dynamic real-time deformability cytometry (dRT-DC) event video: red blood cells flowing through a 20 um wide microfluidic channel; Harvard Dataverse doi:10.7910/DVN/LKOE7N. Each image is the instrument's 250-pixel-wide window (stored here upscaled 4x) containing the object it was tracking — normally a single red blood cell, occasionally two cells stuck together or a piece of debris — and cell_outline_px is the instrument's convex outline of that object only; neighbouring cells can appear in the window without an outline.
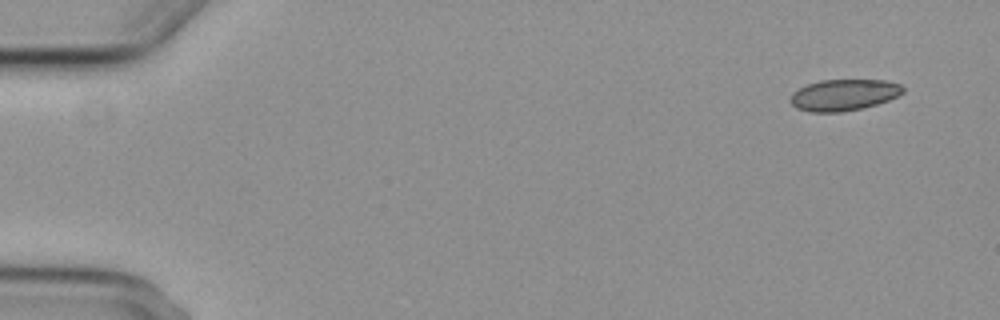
{"species": "common noctule bat (a hibernating species)", "species_latin": "Nyctalus noctula", "temperature_condition": "cold", "stored_images_in_passage": 2, "camera_frame_rate_fps": 3000, "um_per_image_px": 0.085, "animal": {"sex": "female", "body_mass_g": 29.2, "forearm_length_mm": 56.3}, "frame": {"image": 1, "passage_image": 2, "time_ms": 1.333, "image_size_px": [1000, 320], "cell_outline_px": [[904, 92], [888, 100], [876, 104], [860, 108], [840, 112], [808, 112], [796, 108], [788, 100], [792, 92], [808, 84], [820, 80], [884, 80], [900, 84], [904, 88]], "centroid_in_image_um": [71.68, 8.07], "position_along_channel_um": 13.3, "area_um2": 20.52}}